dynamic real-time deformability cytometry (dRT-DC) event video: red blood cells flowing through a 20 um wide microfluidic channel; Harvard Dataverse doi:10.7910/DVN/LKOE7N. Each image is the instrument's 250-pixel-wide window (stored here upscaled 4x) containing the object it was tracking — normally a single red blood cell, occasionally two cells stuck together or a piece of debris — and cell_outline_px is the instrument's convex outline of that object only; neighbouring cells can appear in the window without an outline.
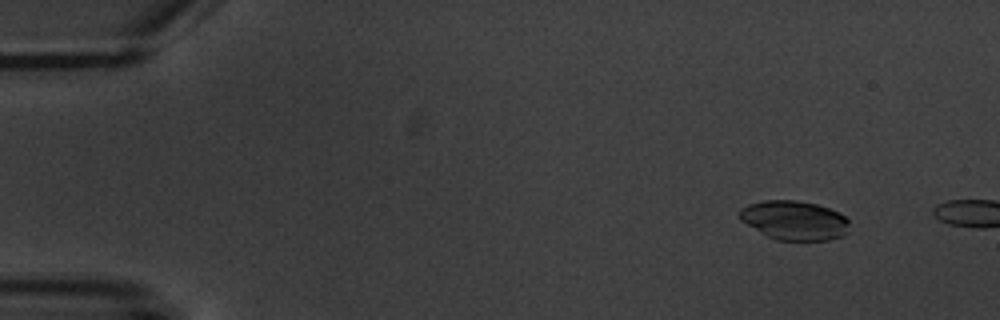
{"species": "common noctule bat (a hibernating species)", "species_latin": "Nyctalus noctula", "temperature_condition": "warm", "stored_images_in_passage": 3, "camera_frame_rate_fps": 3000, "um_per_image_px": 0.085, "animal": {"sex": "male", "body_mass_g": 20.1, "forearm_length_mm": 53.5}, "frame": {"image": 1, "passage_image": 2, "time_ms": 2.0, "image_size_px": [1000, 320], "cell_outline_px": [[848, 232], [844, 236], [828, 240], [776, 240], [768, 236], [740, 220], [740, 208], [748, 204], [764, 200], [796, 200], [816, 204], [828, 208], [844, 216], [848, 220]], "centroid_in_image_um": [67.52, 18.73], "position_along_channel_um": 17.5, "area_um2": 24.97}}